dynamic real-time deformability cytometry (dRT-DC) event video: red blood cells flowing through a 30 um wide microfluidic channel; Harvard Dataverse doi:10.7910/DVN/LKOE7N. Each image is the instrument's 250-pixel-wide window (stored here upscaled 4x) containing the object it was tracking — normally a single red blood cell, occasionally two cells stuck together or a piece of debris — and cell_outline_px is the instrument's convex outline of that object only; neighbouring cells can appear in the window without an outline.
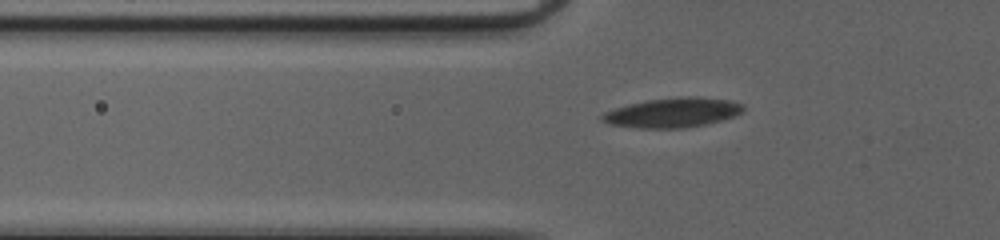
{"species": "common noctule bat (a hibernating species)", "species_latin": "Nyctalus noctula", "temperature_condition": "cold", "stored_images_in_passage": 36, "camera_frame_rate_fps": 3000, "um_per_image_px": 0.085, "animal": {"sex": "female", "body_mass_g": 20.0, "forearm_length_mm": 54.0}, "frame": {"image": 1, "passage_image": 5, "time_ms": 1.333, "image_size_px": [1000, 240], "cell_outline_px": [[744, 108], [736, 116], [704, 124], [684, 128], [636, 128], [608, 124], [600, 120], [600, 116], [604, 112], [628, 104], [648, 100], [688, 96], [696, 96], [728, 100], [744, 104]], "centroid_in_image_um": [57.15, 9.58], "position_along_channel_um": 68.7, "area_um2": 24.28}}
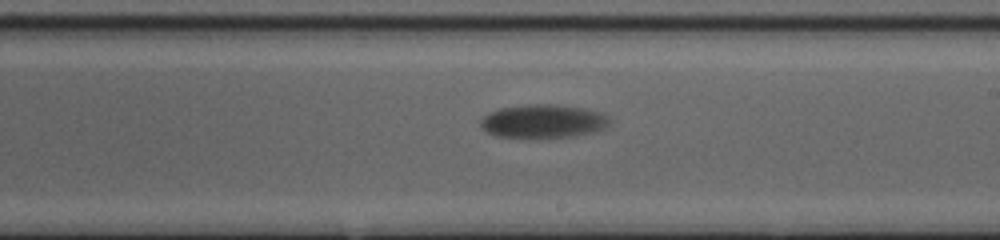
{"frame": {"image": 2, "passage_image": 19, "time_ms": 6.0, "image_size_px": [1000, 240], "cell_outline_px": [[608, 124], [604, 128], [592, 132], [576, 136], [548, 140], [528, 140], [496, 136], [480, 128], [480, 120], [484, 116], [500, 108], [532, 104], [552, 104], [580, 108], [596, 112], [604, 116], [608, 120]], "centroid_in_image_um": [46.08, 10.37], "position_along_channel_um": 242.9, "area_um2": 25.66}}
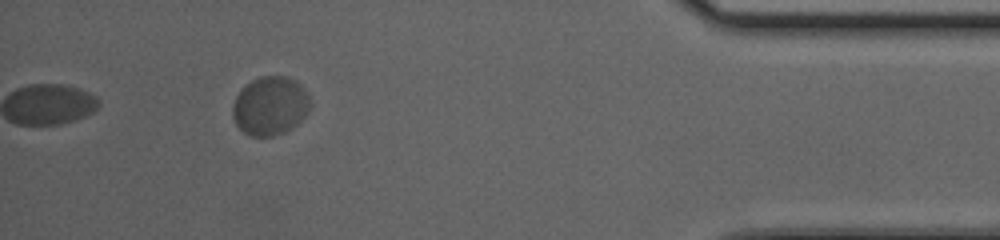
{"frame": {"image": 3, "passage_image": 36, "time_ms": 11.667, "image_size_px": [1000, 240], "cell_outline_px": [[312, 104], [304, 116], [292, 128], [284, 132], [272, 136], [252, 136], [244, 132], [236, 124], [232, 116], [232, 104], [236, 96], [244, 84], [260, 76], [288, 76], [296, 80], [300, 84], [308, 96]], "centroid_in_image_um": [22.94, 8.98], "position_along_channel_um": 412.3, "area_um2": 26.65}, "authors_computed_cell_mechanics": {"area_um2": 24.3916, "velocity_mm_per_s": 3.8123, "shape_relaxation_time_tau1_ms": 3.9068, "shape_relaxation_time_tau2_ms": null, "deformation_change_tau1": 0.128, "deformation_change_tau2": null}}